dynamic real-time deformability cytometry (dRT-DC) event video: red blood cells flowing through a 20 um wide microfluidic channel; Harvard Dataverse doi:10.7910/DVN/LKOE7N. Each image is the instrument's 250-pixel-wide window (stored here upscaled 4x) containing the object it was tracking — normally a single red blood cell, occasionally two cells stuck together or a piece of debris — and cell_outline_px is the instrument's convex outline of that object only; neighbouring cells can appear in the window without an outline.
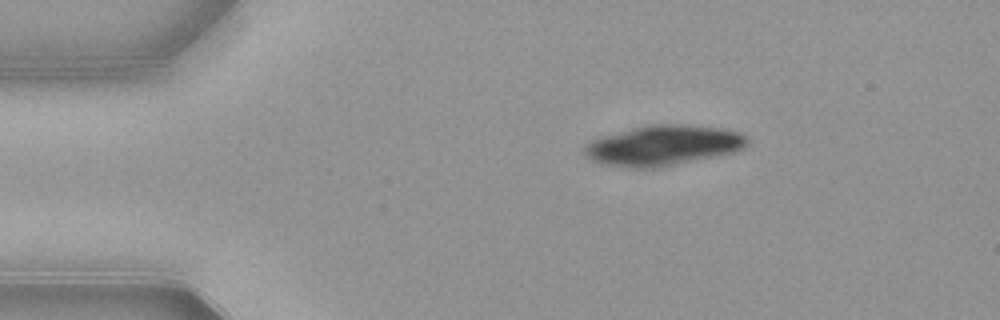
{"species": "common noctule bat (a hibernating species)", "species_latin": "Nyctalus noctula", "temperature_condition": "warm", "stored_images_in_passage": 44, "camera_frame_rate_fps": 3000, "um_per_image_px": 0.085, "animal": {"sex": "female", "body_mass_g": 21.9}, "frame": {"image": 1, "passage_image": 1, "time_ms": 0.0, "image_size_px": [1000, 320], "cell_outline_px": [[748, 144], [744, 148], [732, 152], [660, 168], [624, 168], [600, 164], [592, 160], [584, 152], [584, 148], [592, 140], [604, 136], [652, 124], [684, 124], [720, 128], [740, 132], [748, 136]], "centroid_in_image_um": [56.4, 12.38], "position_along_channel_um": 28.6, "area_um2": 37.97}}